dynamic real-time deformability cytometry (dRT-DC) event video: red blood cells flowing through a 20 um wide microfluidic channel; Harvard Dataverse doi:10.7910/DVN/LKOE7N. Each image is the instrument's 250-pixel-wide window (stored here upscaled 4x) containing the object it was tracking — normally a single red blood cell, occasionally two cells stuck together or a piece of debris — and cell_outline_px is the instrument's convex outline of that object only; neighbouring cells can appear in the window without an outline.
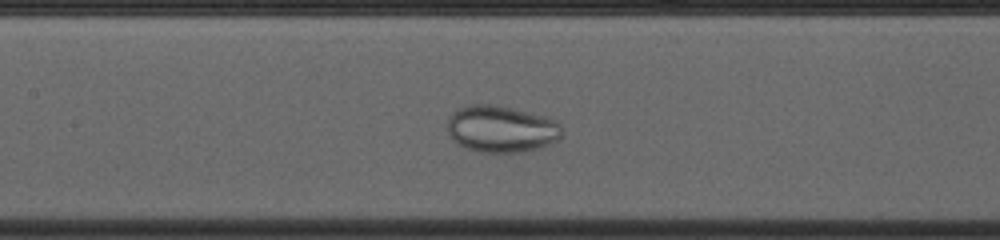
{"species": "common noctule bat (a hibernating species)", "species_latin": "Nyctalus noctula", "temperature_condition": "cold", "stored_images_in_passage": 53, "camera_frame_rate_fps": 3000, "um_per_image_px": 0.085, "animal": {"sex": "female", "body_mass_g": 23.0, "forearm_length_mm": 53.4}, "frame": {"image": 1, "passage_image": 24, "time_ms": 7.667, "image_size_px": [1000, 240], "cell_outline_px": [[560, 136], [556, 140], [548, 144], [536, 148], [520, 152], [480, 152], [468, 148], [452, 140], [448, 132], [448, 120], [452, 112], [468, 104], [488, 104], [512, 108], [556, 120], [560, 124]], "centroid_in_image_um": [42.56, 10.95], "position_along_channel_um": 164.8, "area_um2": 30.69}}
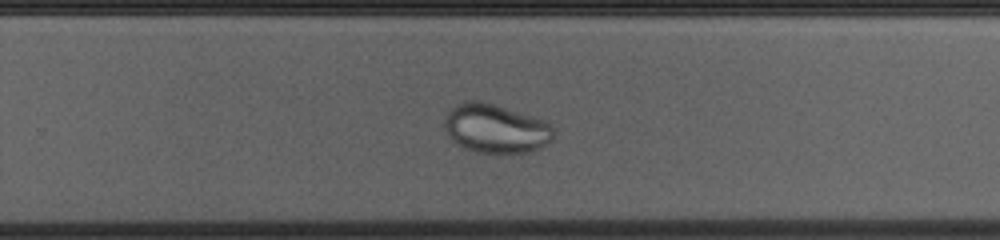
{"frame": {"image": 2, "passage_image": 34, "time_ms": 11.0, "image_size_px": [1000, 240], "cell_outline_px": [[556, 136], [552, 140], [540, 148], [528, 152], [476, 152], [452, 140], [448, 136], [444, 128], [444, 116], [456, 104], [464, 100], [480, 100], [548, 120]], "centroid_in_image_um": [42.15, 10.89], "position_along_channel_um": 287.6, "area_um2": 31.27}}
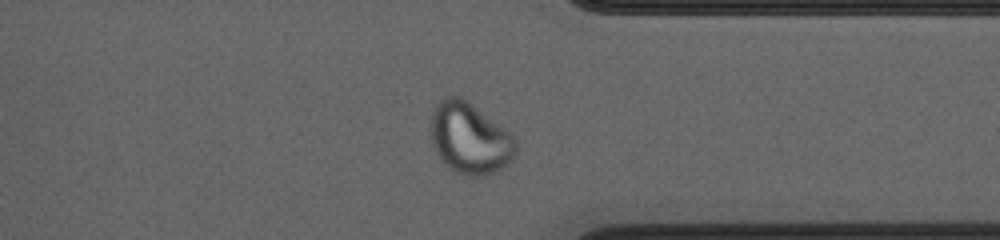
{"frame": {"image": 3, "passage_image": 41, "time_ms": 13.333, "image_size_px": [1000, 240], "cell_outline_px": [[516, 152], [496, 172], [484, 176], [468, 176], [456, 172], [448, 168], [436, 152], [432, 144], [428, 128], [432, 112], [436, 104], [444, 96], [460, 96], [468, 100], [504, 128], [516, 140]], "centroid_in_image_um": [39.86, 11.73], "position_along_channel_um": 371.5, "area_um2": 35.43}}